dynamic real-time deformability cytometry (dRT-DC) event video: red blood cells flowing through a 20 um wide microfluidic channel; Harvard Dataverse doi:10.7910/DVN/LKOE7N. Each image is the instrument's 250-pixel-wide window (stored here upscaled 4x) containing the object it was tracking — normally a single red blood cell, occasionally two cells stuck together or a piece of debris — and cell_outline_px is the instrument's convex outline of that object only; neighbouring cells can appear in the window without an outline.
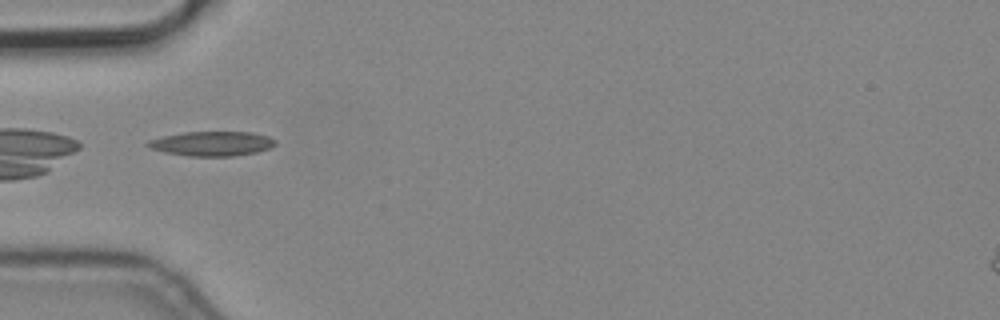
{"species": "common noctule bat (a hibernating species)", "species_latin": "Nyctalus noctula", "temperature_condition": "cold", "stored_images_in_passage": 9, "camera_frame_rate_fps": 3000, "um_per_image_px": 0.085, "animal": {"sex": "male", "body_mass_g": 19.2, "forearm_length_mm": 51.8}, "frame": {"image": 1, "passage_image": 3, "time_ms": 0.667, "image_size_px": [1000, 320], "cell_outline_px": [[276, 144], [272, 148], [256, 152], [232, 156], [188, 156], [164, 152], [152, 148], [144, 144], [148, 140], [164, 136], [184, 132], [252, 132], [268, 136], [276, 140]], "centroid_in_image_um": [18.04, 12.21], "position_along_channel_um": 67.0, "area_um2": 18.26}}
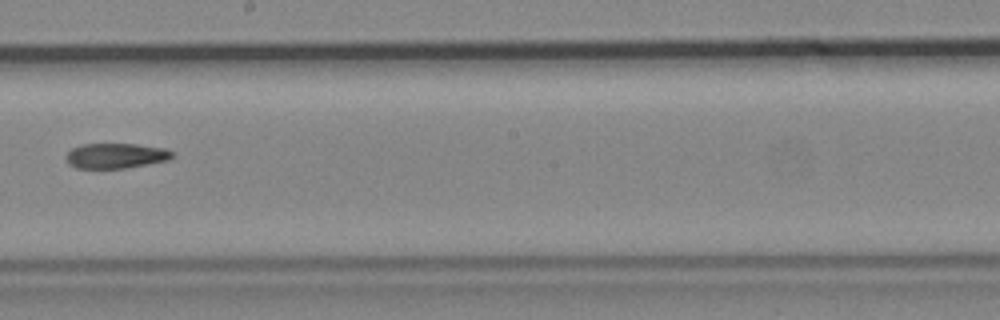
{"frame": {"image": 2, "passage_image": 7, "time_ms": 2.0, "image_size_px": [1000, 320], "cell_outline_px": [[176, 156], [168, 160], [124, 168], [76, 168], [68, 164], [64, 156], [72, 148], [80, 144], [136, 144], [164, 148], [176, 152]], "centroid_in_image_um": [9.85, 13.23], "position_along_channel_um": 238.4, "area_um2": 15.72}}
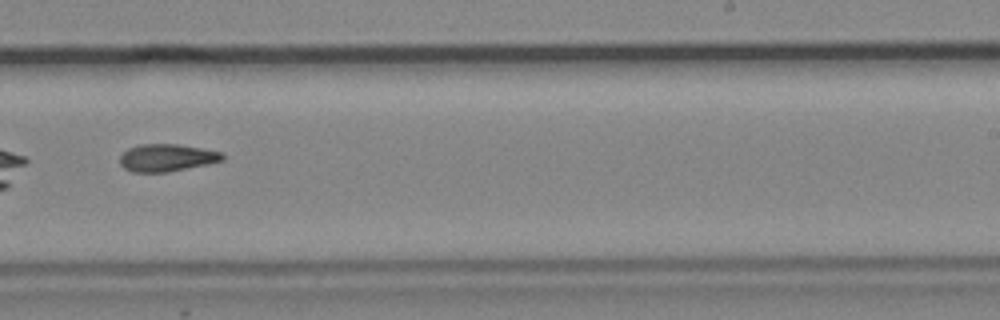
{"frame": {"image": 3, "passage_image": 8, "time_ms": 2.333, "image_size_px": [1000, 320], "cell_outline_px": [[224, 160], [208, 164], [168, 172], [132, 172], [124, 168], [120, 164], [120, 156], [128, 148], [140, 144], [176, 144], [224, 152]], "centroid_in_image_um": [14.18, 13.41], "position_along_channel_um": 274.8, "area_um2": 16.42}}